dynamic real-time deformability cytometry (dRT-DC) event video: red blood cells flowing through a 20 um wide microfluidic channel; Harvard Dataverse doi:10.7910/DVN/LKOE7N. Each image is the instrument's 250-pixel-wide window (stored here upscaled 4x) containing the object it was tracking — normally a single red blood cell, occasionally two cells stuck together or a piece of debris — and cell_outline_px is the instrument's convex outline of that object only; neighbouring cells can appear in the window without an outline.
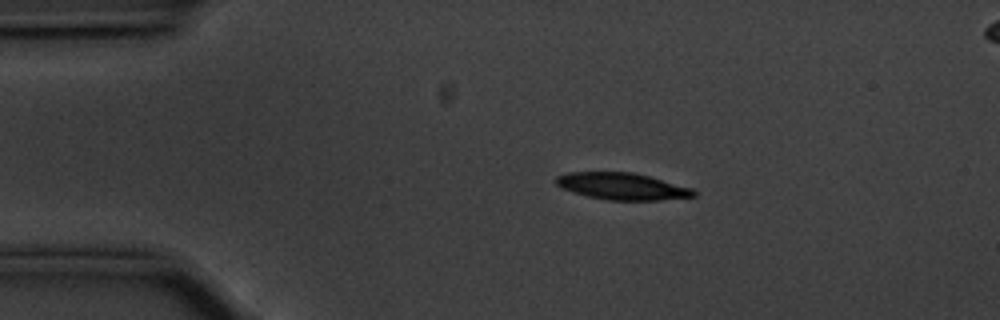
{"species": "common noctule bat (a hibernating species)", "species_latin": "Nyctalus noctula", "temperature_condition": "cold", "stored_images_in_passage": 57, "camera_frame_rate_fps": 3000, "um_per_image_px": 0.085, "animal": {"sex": "male", "body_mass_g": 20.1, "forearm_length_mm": 53.5}, "frame": {"image": 1, "passage_image": 11, "time_ms": 3.333, "image_size_px": [1000, 320], "cell_outline_px": [[696, 196], [660, 200], [608, 200], [588, 196], [572, 192], [556, 184], [556, 176], [568, 172], [632, 172], [648, 176], [692, 188], [696, 192]], "centroid_in_image_um": [52.88, 15.83], "position_along_channel_um": 32.1, "area_um2": 21.33}}
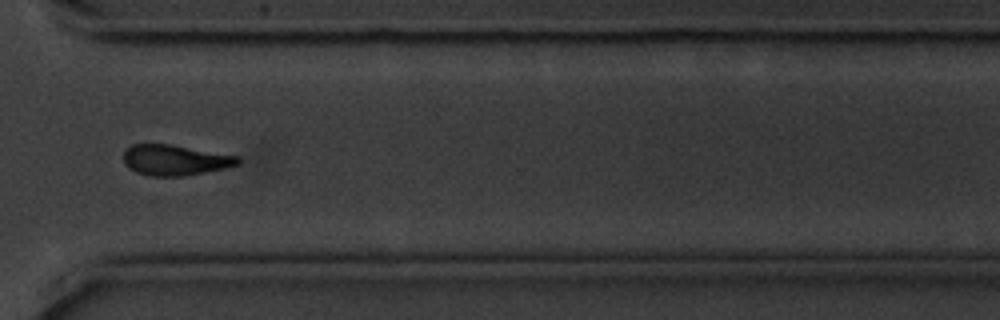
{"frame": {"image": 2, "passage_image": 42, "time_ms": 13.667, "image_size_px": [1000, 320], "cell_outline_px": [[240, 164], [224, 168], [184, 176], [148, 176], [136, 172], [128, 168], [124, 164], [124, 152], [132, 144], [168, 144], [240, 156]], "centroid_in_image_um": [14.87, 13.61], "position_along_channel_um": 355.7, "area_um2": 20.35}}
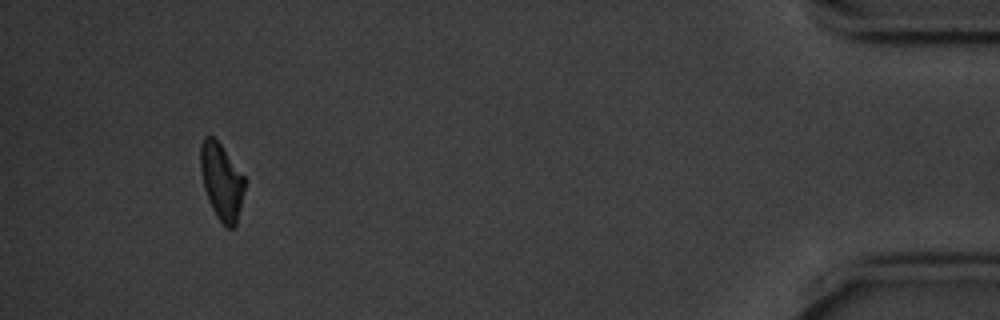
{"frame": {"image": 3, "passage_image": 53, "time_ms": 17.333, "image_size_px": [1000, 320], "cell_outline_px": [[244, 188], [240, 208], [236, 224], [232, 228], [228, 228], [216, 216], [208, 200], [204, 188], [200, 168], [200, 144], [204, 136], [212, 136], [220, 144], [244, 176]], "centroid_in_image_um": [18.8, 15.41], "position_along_channel_um": 416.4, "area_um2": 19.36}, "authors_computed_cell_mechanics": {"area_um2": 21.4438, "velocity_mm_per_s": 3.5392, "shape_relaxation_time_tau1_ms": 2.9003, "shape_relaxation_time_tau2_ms": null, "deformation_change_tau1": 0.1229, "deformation_change_tau2": null}}